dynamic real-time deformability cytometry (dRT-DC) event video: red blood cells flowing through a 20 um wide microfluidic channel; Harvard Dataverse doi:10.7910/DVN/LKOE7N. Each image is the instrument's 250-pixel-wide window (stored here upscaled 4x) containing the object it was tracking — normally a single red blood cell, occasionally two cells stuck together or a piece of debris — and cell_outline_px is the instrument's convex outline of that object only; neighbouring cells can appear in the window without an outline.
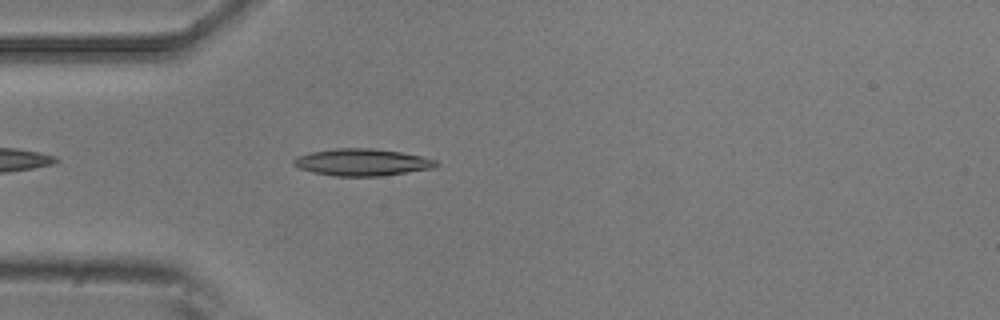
{"species": "common noctule bat (a hibernating species)", "species_latin": "Nyctalus noctula", "temperature_condition": "room temperature", "stored_images_in_passage": 2, "camera_frame_rate_fps": 3000, "um_per_image_px": 0.085, "animal": {"sex": "male", "body_mass_g": 20.5, "forearm_length_mm": 52.5}, "frame": {"image": 1, "passage_image": 2, "time_ms": 0.333, "image_size_px": [1000, 320], "cell_outline_px": [[440, 164], [432, 168], [380, 176], [336, 176], [312, 172], [300, 168], [292, 164], [292, 160], [296, 156], [312, 152], [336, 148], [372, 148], [400, 152], [420, 156], [436, 160]], "centroid_in_image_um": [30.74, 13.79], "position_along_channel_um": 54.3, "area_um2": 22.25}}